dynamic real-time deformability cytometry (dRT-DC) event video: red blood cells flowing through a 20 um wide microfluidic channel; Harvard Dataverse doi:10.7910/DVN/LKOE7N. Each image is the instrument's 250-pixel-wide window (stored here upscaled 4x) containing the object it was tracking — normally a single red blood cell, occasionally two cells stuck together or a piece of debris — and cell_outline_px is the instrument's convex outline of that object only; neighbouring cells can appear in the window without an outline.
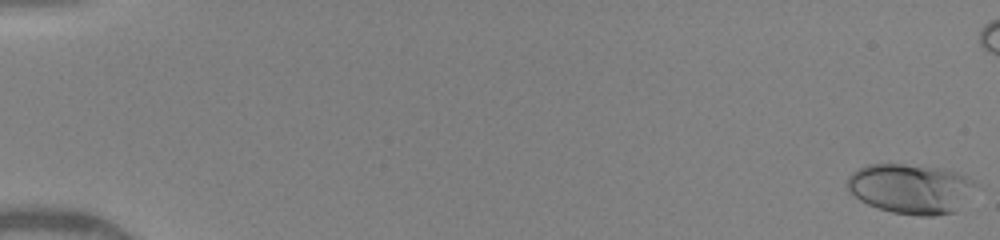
{"species": "human", "species_latin": "Homo sapiens", "temperature_condition": "warm", "stored_images_in_passage": 45, "camera_frame_rate_fps": 3000, "um_per_image_px": 0.085, "donor": {"sex": "female"}, "frame": {"image": 1, "passage_image": 1, "time_ms": 0.0, "image_size_px": [1000, 240], "cell_outline_px": [[976, 184], [956, 212], [936, 216], [916, 216], [892, 212], [868, 204], [860, 200], [848, 188], [848, 176], [852, 172], [868, 164], [904, 164], [944, 168], [968, 176], [976, 180]], "centroid_in_image_um": [77.44, 16.03], "position_along_channel_um": 7.6, "area_um2": 37.22}}
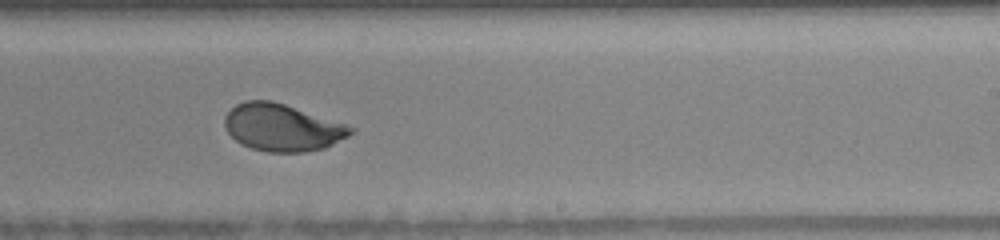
{"frame": {"image": 2, "passage_image": 33, "time_ms": 10.333, "image_size_px": [1000, 240], "cell_outline_px": [[356, 128], [348, 136], [324, 148], [304, 152], [268, 152], [252, 148], [240, 144], [228, 132], [224, 124], [224, 116], [236, 104], [244, 100], [272, 100]], "centroid_in_image_um": [23.95, 10.84], "position_along_channel_um": 265.1, "area_um2": 34.28}}
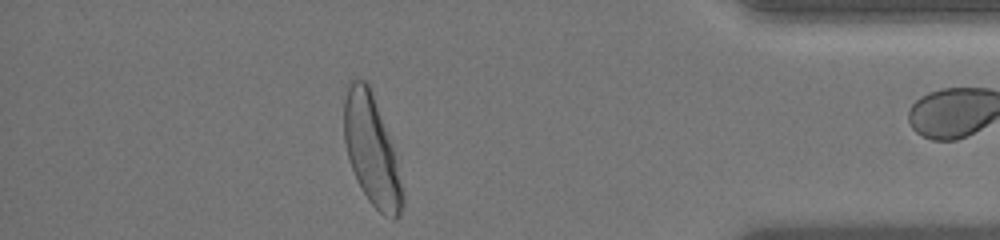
{"frame": {"image": 3, "passage_image": 44, "time_ms": 14.333, "image_size_px": [1000, 240], "cell_outline_px": [[404, 204], [400, 216], [396, 220], [392, 220], [384, 216], [368, 200], [352, 168], [348, 156], [344, 140], [344, 100], [348, 80], [368, 80], [388, 136], [392, 148], [404, 196]], "centroid_in_image_um": [31.57, 12.77], "position_along_channel_um": 403.6, "area_um2": 36.82}}